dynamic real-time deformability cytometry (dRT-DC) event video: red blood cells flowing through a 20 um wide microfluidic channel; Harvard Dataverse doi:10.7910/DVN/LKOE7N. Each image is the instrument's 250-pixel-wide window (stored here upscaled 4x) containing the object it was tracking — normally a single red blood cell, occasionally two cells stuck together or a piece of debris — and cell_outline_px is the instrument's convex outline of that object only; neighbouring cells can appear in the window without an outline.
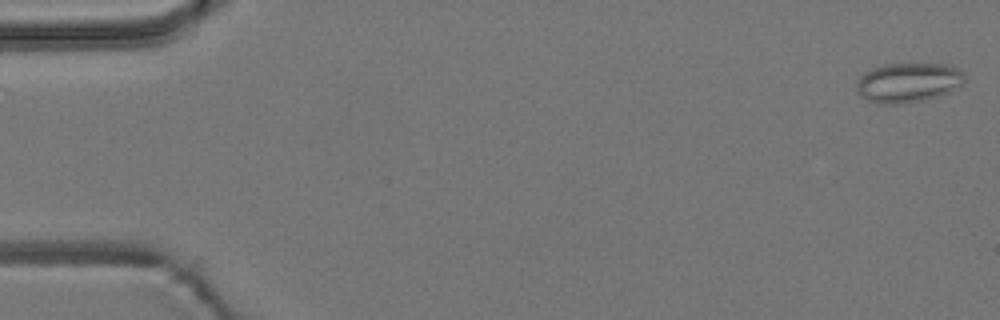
{"species": "common noctule bat (a hibernating species)", "species_latin": "Nyctalus noctula", "temperature_condition": "room temperature", "stored_images_in_passage": 6, "camera_frame_rate_fps": 3000, "um_per_image_px": 0.085, "animal": {"sex": "male", "body_mass_g": 19.2, "forearm_length_mm": 51.8}, "frame": {"image": 1, "passage_image": 1, "time_ms": 0.0, "image_size_px": [1000, 320], "cell_outline_px": [[964, 80], [960, 84], [948, 92], [924, 100], [896, 104], [884, 104], [868, 100], [860, 96], [856, 92], [856, 80], [864, 72], [872, 68], [884, 64], [944, 64], [960, 68], [964, 72]], "centroid_in_image_um": [77.15, 7.0], "position_along_channel_um": 7.9, "area_um2": 24.91}}